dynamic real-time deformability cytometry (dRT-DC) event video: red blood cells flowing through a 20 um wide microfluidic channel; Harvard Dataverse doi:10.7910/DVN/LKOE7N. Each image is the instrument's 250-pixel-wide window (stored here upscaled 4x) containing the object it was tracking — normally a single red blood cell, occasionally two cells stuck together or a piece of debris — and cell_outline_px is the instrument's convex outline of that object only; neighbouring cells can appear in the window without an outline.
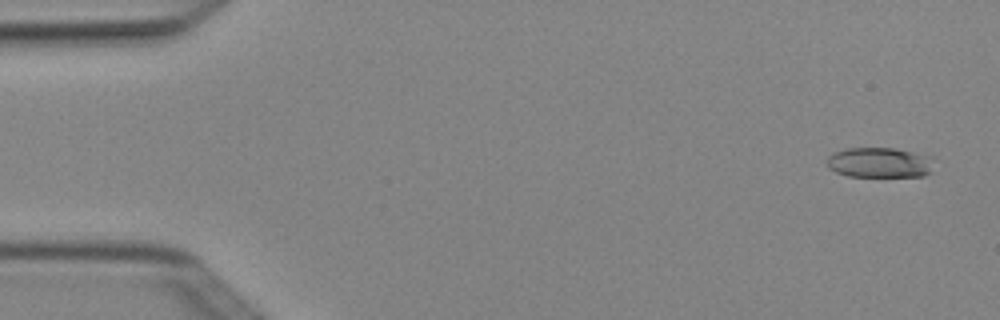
{"species": "Egyptian fruit bat (a non-hibernating species)", "species_latin": "Rousettus aegyptiacus", "temperature_condition": "cold", "stored_images_in_passage": 3, "camera_frame_rate_fps": 3000, "um_per_image_px": 0.085, "animal": {"sex": "female"}, "frame": {"image": 1, "passage_image": 1, "time_ms": 0.0, "image_size_px": [1000, 320], "cell_outline_px": [[936, 156], [932, 172], [924, 176], [848, 176], [836, 172], [828, 168], [828, 156], [832, 152], [844, 148], [896, 148]], "centroid_in_image_um": [74.84, 13.8], "position_along_channel_um": 10.2, "area_um2": 19.36}}